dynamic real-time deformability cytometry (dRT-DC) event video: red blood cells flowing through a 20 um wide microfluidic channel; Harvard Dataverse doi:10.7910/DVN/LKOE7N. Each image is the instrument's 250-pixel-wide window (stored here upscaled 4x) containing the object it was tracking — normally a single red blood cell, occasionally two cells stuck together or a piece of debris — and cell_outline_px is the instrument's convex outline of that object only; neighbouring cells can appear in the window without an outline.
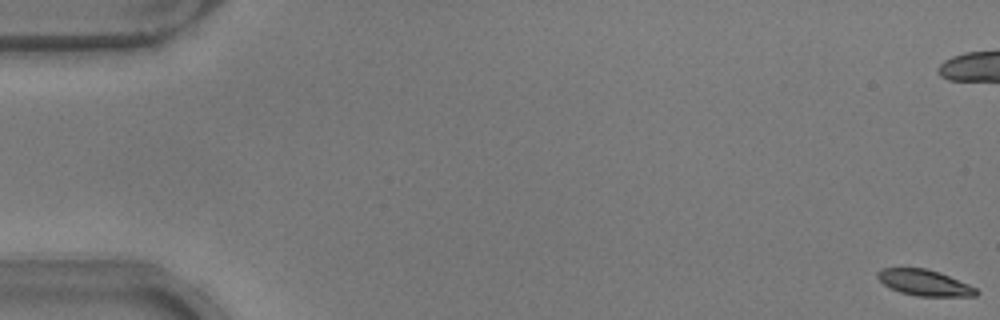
{"species": "common noctule bat (a hibernating species)", "species_latin": "Nyctalus noctula", "temperature_condition": "warm", "stored_images_in_passage": 4, "camera_frame_rate_fps": 3000, "um_per_image_px": 0.085, "animal": {"sex": "male", "body_mass_g": 17.9}, "frame": {"image": 1, "passage_image": 1, "time_ms": 0.0, "image_size_px": [1000, 320], "cell_outline_px": [[980, 292], [976, 296], [916, 296], [900, 292], [888, 288], [876, 276], [876, 272], [880, 268], [928, 268], [940, 272], [968, 284], [976, 288]], "centroid_in_image_um": [78.56, 24.02], "position_along_channel_um": 6.4, "area_um2": 15.09}}